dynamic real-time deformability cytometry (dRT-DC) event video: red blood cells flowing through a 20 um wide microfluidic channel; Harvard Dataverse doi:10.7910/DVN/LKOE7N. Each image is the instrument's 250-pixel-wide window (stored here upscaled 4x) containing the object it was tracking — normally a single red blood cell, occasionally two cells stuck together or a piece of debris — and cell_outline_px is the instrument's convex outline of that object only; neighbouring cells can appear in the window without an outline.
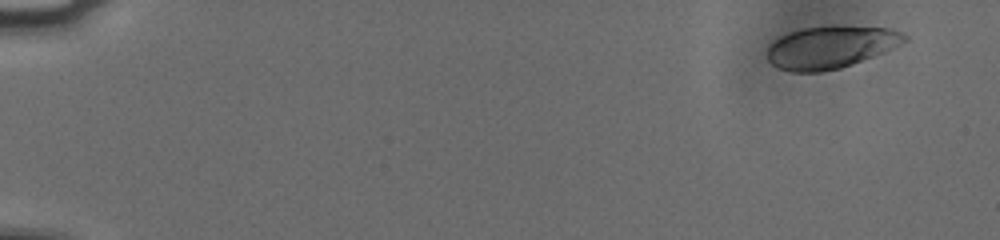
{"species": "human", "species_latin": "Homo sapiens", "temperature_condition": "cold", "stored_images_in_passage": 53, "camera_frame_rate_fps": 3000, "um_per_image_px": 0.085, "donor": {"sex": "male"}, "frame": {"image": 1, "passage_image": 1, "time_ms": 0.0, "image_size_px": [1000, 240], "cell_outline_px": [[908, 40], [884, 52], [852, 64], [840, 68], [820, 72], [792, 72], [776, 68], [768, 60], [768, 44], [772, 40], [780, 36], [804, 28], [832, 24], [888, 28], [900, 32], [908, 36]], "centroid_in_image_um": [70.58, 3.99], "position_along_channel_um": 14.4, "area_um2": 34.28}}
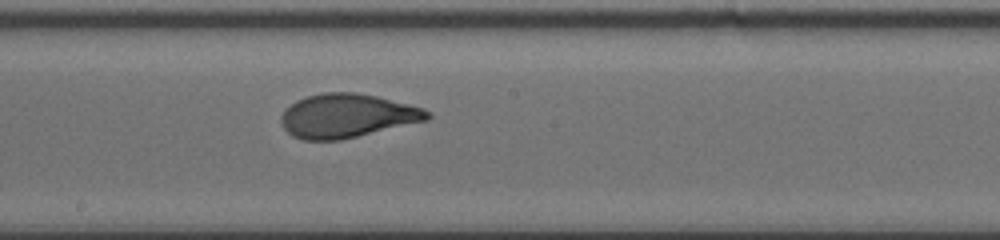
{"frame": {"image": 2, "passage_image": 30, "time_ms": 9.667, "image_size_px": [1000, 240], "cell_outline_px": [[432, 116], [428, 120], [340, 140], [304, 140], [292, 136], [284, 128], [280, 120], [280, 116], [284, 108], [296, 100], [308, 96], [324, 92], [352, 92], [376, 96], [424, 108], [432, 112]], "centroid_in_image_um": [29.49, 9.84], "position_along_channel_um": 218.7, "area_um2": 37.4}}
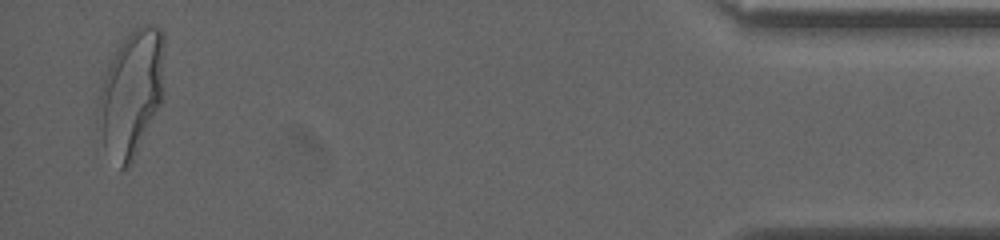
{"frame": {"image": 3, "passage_image": 52, "time_ms": 17.0, "image_size_px": [1000, 240], "cell_outline_px": [[164, 96], [132, 164], [124, 168], [120, 168], [104, 144], [96, 108], [96, 100], [108, 64], [120, 44], [128, 32], [140, 24], [156, 24], [164, 32]], "centroid_in_image_um": [11.2, 7.83], "position_along_channel_um": 424.0, "area_um2": 49.01}, "authors_computed_cell_mechanics": {"area_um2": 37.1654, "velocity_mm_per_s": 3.7639, "shape_relaxation_time_tau1_ms": 4.8186, "shape_relaxation_time_tau2_ms": 0.748, "deformation_change_tau1": 0.2006, "deformation_change_tau2": 0.0571}}